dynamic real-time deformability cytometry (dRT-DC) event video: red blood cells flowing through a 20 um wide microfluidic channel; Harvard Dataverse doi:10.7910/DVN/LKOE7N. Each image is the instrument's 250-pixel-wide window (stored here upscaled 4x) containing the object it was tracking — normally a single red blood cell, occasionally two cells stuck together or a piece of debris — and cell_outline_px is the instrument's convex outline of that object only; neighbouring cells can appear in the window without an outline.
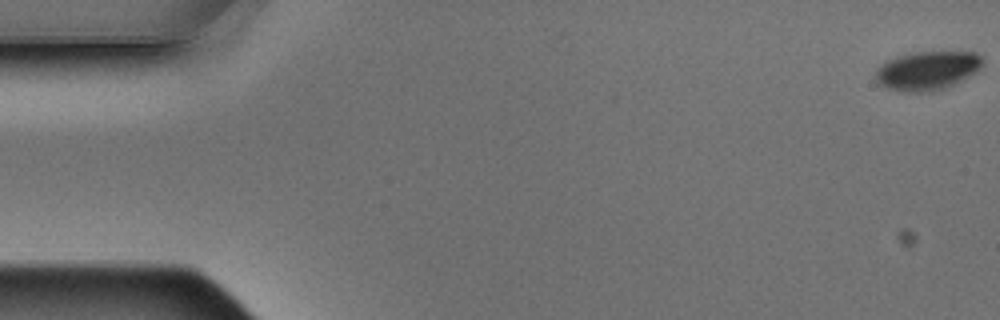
{"species": "Egyptian fruit bat (a non-hibernating species)", "species_latin": "Rousettus aegyptiacus", "temperature_condition": "warm", "stored_images_in_passage": 8, "camera_frame_rate_fps": 3000, "um_per_image_px": 0.085, "animal": {"sex": "male"}, "frame": {"image": 1, "passage_image": 1, "time_ms": 0.0, "image_size_px": [1000, 320], "cell_outline_px": [[984, 64], [976, 72], [944, 88], [924, 92], [908, 92], [888, 88], [880, 84], [876, 80], [876, 68], [880, 64], [888, 60], [912, 52], [976, 52], [984, 60]], "centroid_in_image_um": [78.82, 5.98], "position_along_channel_um": 6.2, "area_um2": 23.93}}
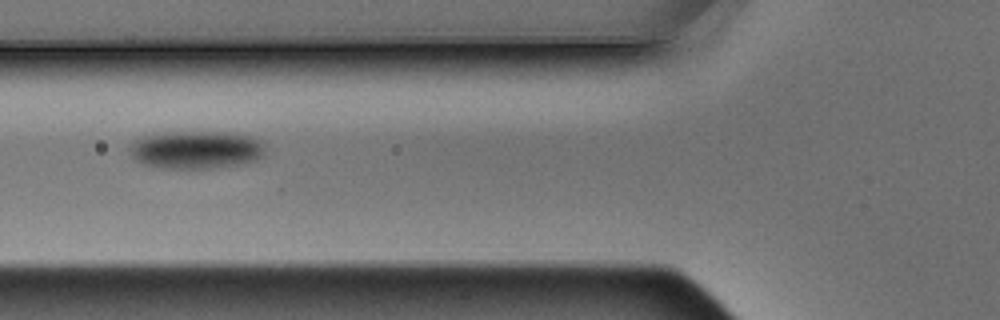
{"frame": {"image": 2, "passage_image": 7, "time_ms": 2.0, "image_size_px": [1000, 320], "cell_outline_px": [[264, 156], [256, 160], [244, 164], [212, 168], [160, 168], [144, 164], [136, 160], [132, 156], [128, 148], [136, 136], [164, 132], [236, 132], [252, 136], [260, 140], [264, 144]], "centroid_in_image_um": [16.67, 12.71], "position_along_channel_um": 109.1, "area_um2": 30.63}}
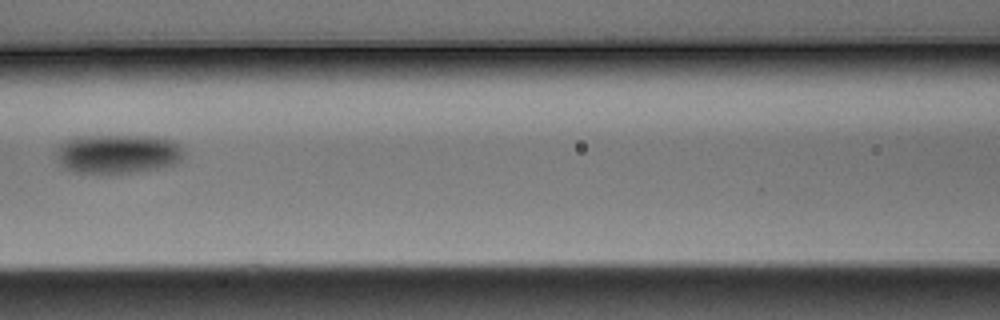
{"frame": {"image": 3, "passage_image": 8, "time_ms": 2.333, "image_size_px": [1000, 320], "cell_outline_px": [[180, 160], [176, 164], [156, 168], [132, 172], [72, 172], [64, 168], [60, 164], [56, 156], [56, 152], [60, 144], [72, 136], [160, 136], [172, 140], [180, 148]], "centroid_in_image_um": [9.94, 13.05], "position_along_channel_um": 156.7, "area_um2": 28.78}}